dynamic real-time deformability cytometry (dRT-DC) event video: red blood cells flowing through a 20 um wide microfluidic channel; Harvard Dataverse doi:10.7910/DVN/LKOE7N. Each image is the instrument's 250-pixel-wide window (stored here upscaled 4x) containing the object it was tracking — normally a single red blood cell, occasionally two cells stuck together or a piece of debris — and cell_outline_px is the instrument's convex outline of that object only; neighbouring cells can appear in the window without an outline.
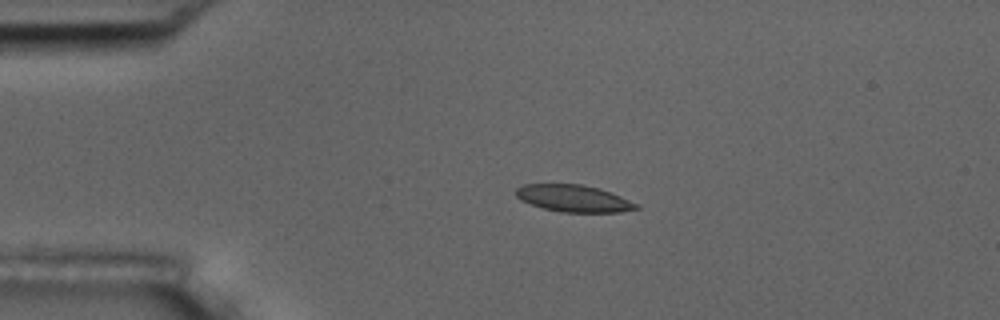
{"species": "common noctule bat (a hibernating species)", "species_latin": "Nyctalus noctula", "temperature_condition": "room temperature", "stored_images_in_passage": 4, "camera_frame_rate_fps": 3000, "um_per_image_px": 0.085, "animal": {"sex": "male", "body_mass_g": 17.5, "forearm_length_mm": 52.3}, "frame": {"image": 1, "passage_image": 3, "time_ms": 2.333, "image_size_px": [1000, 320], "cell_outline_px": [[640, 208], [620, 212], [560, 212], [544, 208], [520, 200], [516, 196], [516, 188], [524, 184], [580, 184], [600, 188], [640, 204]], "centroid_in_image_um": [48.78, 16.86], "position_along_channel_um": 36.2, "area_um2": 18.9}}